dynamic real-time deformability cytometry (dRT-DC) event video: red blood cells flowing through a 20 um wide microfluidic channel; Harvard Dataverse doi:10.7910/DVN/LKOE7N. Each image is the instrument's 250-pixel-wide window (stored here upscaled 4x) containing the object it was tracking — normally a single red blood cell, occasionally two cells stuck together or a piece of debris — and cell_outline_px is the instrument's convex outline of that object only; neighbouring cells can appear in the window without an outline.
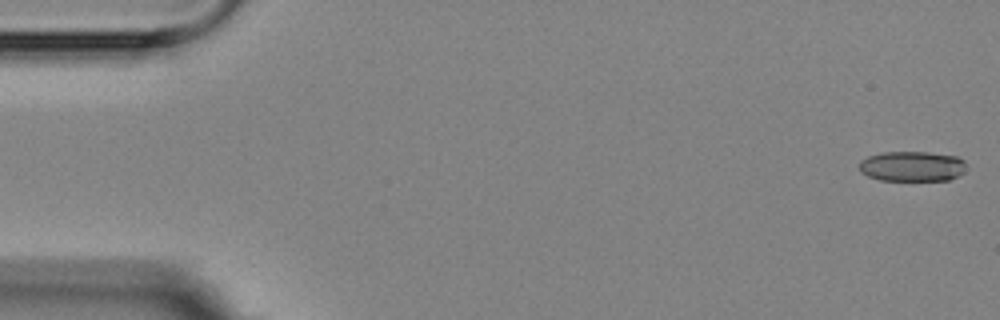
{"species": "Egyptian fruit bat (a non-hibernating species)", "species_latin": "Rousettus aegyptiacus", "temperature_condition": "room temperature", "stored_images_in_passage": 6, "camera_frame_rate_fps": 3000, "um_per_image_px": 0.085, "animal": {"sex": "female"}, "frame": {"image": 1, "passage_image": 1, "time_ms": 0.0, "image_size_px": [1000, 320], "cell_outline_px": [[964, 172], [948, 180], [880, 180], [868, 176], [860, 172], [860, 160], [868, 156], [880, 152], [928, 152], [956, 156], [964, 160]], "centroid_in_image_um": [77.5, 14.13], "position_along_channel_um": 7.5, "area_um2": 18.79}}